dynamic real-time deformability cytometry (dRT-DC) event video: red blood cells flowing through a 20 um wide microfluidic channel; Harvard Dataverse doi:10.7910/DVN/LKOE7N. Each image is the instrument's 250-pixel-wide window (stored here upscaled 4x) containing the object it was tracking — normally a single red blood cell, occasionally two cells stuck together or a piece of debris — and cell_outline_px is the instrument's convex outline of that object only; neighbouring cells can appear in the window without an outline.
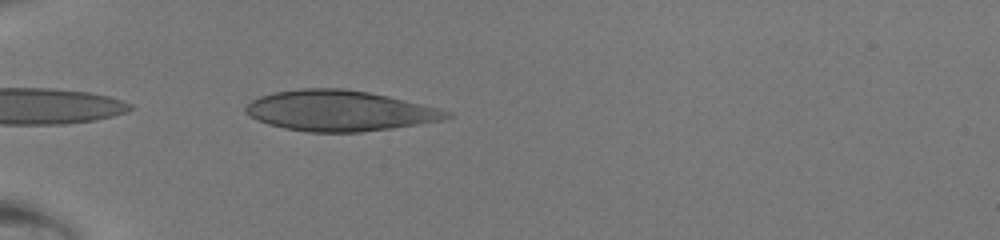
{"species": "human", "species_latin": "Homo sapiens", "temperature_condition": "room temperature", "stored_images_in_passage": 30, "camera_frame_rate_fps": 3000, "um_per_image_px": 0.085, "donor": {"sex": "male"}, "frame": {"image": 1, "passage_image": 1, "time_ms": 0.0, "image_size_px": [1000, 240], "cell_outline_px": [[452, 116], [444, 120], [420, 124], [392, 128], [360, 132], [308, 132], [284, 128], [268, 124], [256, 120], [244, 112], [244, 108], [252, 100], [260, 96], [272, 92], [300, 88], [344, 88], [368, 92], [388, 96], [440, 108], [452, 112]], "centroid_in_image_um": [28.86, 9.41], "position_along_channel_um": 56.1, "area_um2": 47.8}}
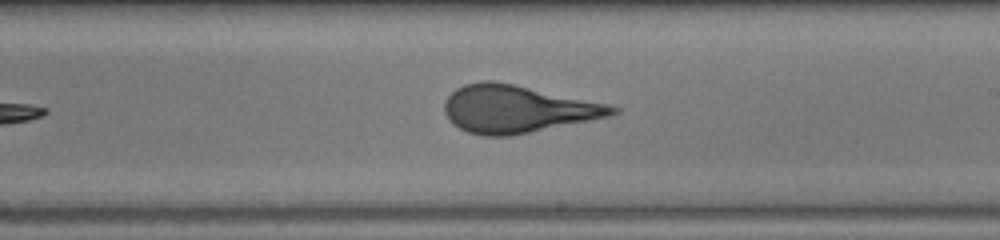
{"frame": {"image": 2, "passage_image": 15, "time_ms": 4.667, "image_size_px": [1000, 240], "cell_outline_px": [[620, 112], [608, 116], [508, 136], [484, 136], [468, 132], [452, 124], [448, 120], [444, 112], [444, 100], [456, 88], [464, 84], [480, 80], [496, 80], [608, 104], [620, 108]], "centroid_in_image_um": [43.89, 9.24], "position_along_channel_um": 245.1, "area_um2": 46.18}}
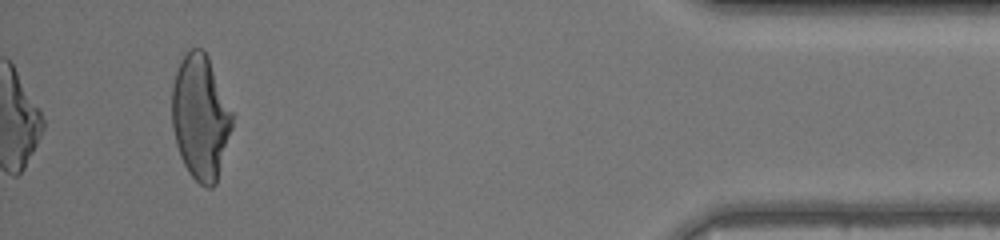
{"frame": {"image": 3, "passage_image": 30, "time_ms": 9.667, "image_size_px": [1000, 240], "cell_outline_px": [[232, 128], [216, 184], [212, 188], [208, 188], [200, 184], [188, 172], [180, 156], [176, 144], [172, 128], [172, 84], [180, 60], [184, 52], [192, 48], [204, 48], [208, 56], [232, 112]], "centroid_in_image_um": [17.02, 9.95], "position_along_channel_um": 418.2, "area_um2": 43.87}}